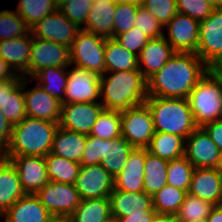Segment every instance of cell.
<instances>
[{
	"mask_svg": "<svg viewBox=\"0 0 222 222\" xmlns=\"http://www.w3.org/2000/svg\"><path fill=\"white\" fill-rule=\"evenodd\" d=\"M215 205L209 201L200 199L189 193L186 194L184 202L181 204L176 214L178 222L196 221L206 219Z\"/></svg>",
	"mask_w": 222,
	"mask_h": 222,
	"instance_id": "38",
	"label": "cell"
},
{
	"mask_svg": "<svg viewBox=\"0 0 222 222\" xmlns=\"http://www.w3.org/2000/svg\"><path fill=\"white\" fill-rule=\"evenodd\" d=\"M188 193L213 205H221L222 173L217 168H195Z\"/></svg>",
	"mask_w": 222,
	"mask_h": 222,
	"instance_id": "19",
	"label": "cell"
},
{
	"mask_svg": "<svg viewBox=\"0 0 222 222\" xmlns=\"http://www.w3.org/2000/svg\"><path fill=\"white\" fill-rule=\"evenodd\" d=\"M168 160L162 159L148 152L145 148L144 191L154 196L167 184Z\"/></svg>",
	"mask_w": 222,
	"mask_h": 222,
	"instance_id": "30",
	"label": "cell"
},
{
	"mask_svg": "<svg viewBox=\"0 0 222 222\" xmlns=\"http://www.w3.org/2000/svg\"><path fill=\"white\" fill-rule=\"evenodd\" d=\"M156 211L149 210L147 213H135L129 216L115 218L113 222H151Z\"/></svg>",
	"mask_w": 222,
	"mask_h": 222,
	"instance_id": "52",
	"label": "cell"
},
{
	"mask_svg": "<svg viewBox=\"0 0 222 222\" xmlns=\"http://www.w3.org/2000/svg\"><path fill=\"white\" fill-rule=\"evenodd\" d=\"M122 136L134 148H147L155 134L153 117L144 102L121 112Z\"/></svg>",
	"mask_w": 222,
	"mask_h": 222,
	"instance_id": "7",
	"label": "cell"
},
{
	"mask_svg": "<svg viewBox=\"0 0 222 222\" xmlns=\"http://www.w3.org/2000/svg\"><path fill=\"white\" fill-rule=\"evenodd\" d=\"M101 159H104V140L88 135L81 166L98 165Z\"/></svg>",
	"mask_w": 222,
	"mask_h": 222,
	"instance_id": "48",
	"label": "cell"
},
{
	"mask_svg": "<svg viewBox=\"0 0 222 222\" xmlns=\"http://www.w3.org/2000/svg\"><path fill=\"white\" fill-rule=\"evenodd\" d=\"M155 132L180 135L186 139L196 128L188 99L147 97Z\"/></svg>",
	"mask_w": 222,
	"mask_h": 222,
	"instance_id": "4",
	"label": "cell"
},
{
	"mask_svg": "<svg viewBox=\"0 0 222 222\" xmlns=\"http://www.w3.org/2000/svg\"><path fill=\"white\" fill-rule=\"evenodd\" d=\"M16 73L11 67L0 57V81H5L13 78Z\"/></svg>",
	"mask_w": 222,
	"mask_h": 222,
	"instance_id": "54",
	"label": "cell"
},
{
	"mask_svg": "<svg viewBox=\"0 0 222 222\" xmlns=\"http://www.w3.org/2000/svg\"><path fill=\"white\" fill-rule=\"evenodd\" d=\"M100 77L95 72L70 65L64 104L100 102Z\"/></svg>",
	"mask_w": 222,
	"mask_h": 222,
	"instance_id": "8",
	"label": "cell"
},
{
	"mask_svg": "<svg viewBox=\"0 0 222 222\" xmlns=\"http://www.w3.org/2000/svg\"><path fill=\"white\" fill-rule=\"evenodd\" d=\"M106 72L132 71L138 69V55L126 50L118 42L109 38L105 42Z\"/></svg>",
	"mask_w": 222,
	"mask_h": 222,
	"instance_id": "31",
	"label": "cell"
},
{
	"mask_svg": "<svg viewBox=\"0 0 222 222\" xmlns=\"http://www.w3.org/2000/svg\"><path fill=\"white\" fill-rule=\"evenodd\" d=\"M142 6L165 27L178 13L176 0H144Z\"/></svg>",
	"mask_w": 222,
	"mask_h": 222,
	"instance_id": "45",
	"label": "cell"
},
{
	"mask_svg": "<svg viewBox=\"0 0 222 222\" xmlns=\"http://www.w3.org/2000/svg\"><path fill=\"white\" fill-rule=\"evenodd\" d=\"M118 44L128 51L139 55L150 38L137 27H132L129 31L119 34L114 38Z\"/></svg>",
	"mask_w": 222,
	"mask_h": 222,
	"instance_id": "46",
	"label": "cell"
},
{
	"mask_svg": "<svg viewBox=\"0 0 222 222\" xmlns=\"http://www.w3.org/2000/svg\"><path fill=\"white\" fill-rule=\"evenodd\" d=\"M151 222H178L176 215L155 213Z\"/></svg>",
	"mask_w": 222,
	"mask_h": 222,
	"instance_id": "56",
	"label": "cell"
},
{
	"mask_svg": "<svg viewBox=\"0 0 222 222\" xmlns=\"http://www.w3.org/2000/svg\"><path fill=\"white\" fill-rule=\"evenodd\" d=\"M207 72L213 78L222 82V54L217 56L207 65Z\"/></svg>",
	"mask_w": 222,
	"mask_h": 222,
	"instance_id": "53",
	"label": "cell"
},
{
	"mask_svg": "<svg viewBox=\"0 0 222 222\" xmlns=\"http://www.w3.org/2000/svg\"><path fill=\"white\" fill-rule=\"evenodd\" d=\"M202 128L222 152V119L207 123Z\"/></svg>",
	"mask_w": 222,
	"mask_h": 222,
	"instance_id": "49",
	"label": "cell"
},
{
	"mask_svg": "<svg viewBox=\"0 0 222 222\" xmlns=\"http://www.w3.org/2000/svg\"><path fill=\"white\" fill-rule=\"evenodd\" d=\"M147 97V80L139 70L105 72L100 77V103L107 110L122 112L142 105Z\"/></svg>",
	"mask_w": 222,
	"mask_h": 222,
	"instance_id": "2",
	"label": "cell"
},
{
	"mask_svg": "<svg viewBox=\"0 0 222 222\" xmlns=\"http://www.w3.org/2000/svg\"><path fill=\"white\" fill-rule=\"evenodd\" d=\"M79 30L57 9L34 25L30 31L34 37L70 47Z\"/></svg>",
	"mask_w": 222,
	"mask_h": 222,
	"instance_id": "18",
	"label": "cell"
},
{
	"mask_svg": "<svg viewBox=\"0 0 222 222\" xmlns=\"http://www.w3.org/2000/svg\"><path fill=\"white\" fill-rule=\"evenodd\" d=\"M16 168L26 194H36L49 182L44 156H3Z\"/></svg>",
	"mask_w": 222,
	"mask_h": 222,
	"instance_id": "16",
	"label": "cell"
},
{
	"mask_svg": "<svg viewBox=\"0 0 222 222\" xmlns=\"http://www.w3.org/2000/svg\"><path fill=\"white\" fill-rule=\"evenodd\" d=\"M138 5L126 2H116L113 23V39L119 34L129 31L135 26Z\"/></svg>",
	"mask_w": 222,
	"mask_h": 222,
	"instance_id": "42",
	"label": "cell"
},
{
	"mask_svg": "<svg viewBox=\"0 0 222 222\" xmlns=\"http://www.w3.org/2000/svg\"><path fill=\"white\" fill-rule=\"evenodd\" d=\"M207 65L196 53L176 52L167 63L147 79L148 97L187 99Z\"/></svg>",
	"mask_w": 222,
	"mask_h": 222,
	"instance_id": "1",
	"label": "cell"
},
{
	"mask_svg": "<svg viewBox=\"0 0 222 222\" xmlns=\"http://www.w3.org/2000/svg\"><path fill=\"white\" fill-rule=\"evenodd\" d=\"M187 99L197 127L222 119V82L208 72L198 81Z\"/></svg>",
	"mask_w": 222,
	"mask_h": 222,
	"instance_id": "5",
	"label": "cell"
},
{
	"mask_svg": "<svg viewBox=\"0 0 222 222\" xmlns=\"http://www.w3.org/2000/svg\"><path fill=\"white\" fill-rule=\"evenodd\" d=\"M89 135L103 140H111L122 136L121 112L104 109Z\"/></svg>",
	"mask_w": 222,
	"mask_h": 222,
	"instance_id": "37",
	"label": "cell"
},
{
	"mask_svg": "<svg viewBox=\"0 0 222 222\" xmlns=\"http://www.w3.org/2000/svg\"><path fill=\"white\" fill-rule=\"evenodd\" d=\"M212 8H222V0H205Z\"/></svg>",
	"mask_w": 222,
	"mask_h": 222,
	"instance_id": "58",
	"label": "cell"
},
{
	"mask_svg": "<svg viewBox=\"0 0 222 222\" xmlns=\"http://www.w3.org/2000/svg\"><path fill=\"white\" fill-rule=\"evenodd\" d=\"M3 157V154H2V152H0V159Z\"/></svg>",
	"mask_w": 222,
	"mask_h": 222,
	"instance_id": "64",
	"label": "cell"
},
{
	"mask_svg": "<svg viewBox=\"0 0 222 222\" xmlns=\"http://www.w3.org/2000/svg\"><path fill=\"white\" fill-rule=\"evenodd\" d=\"M57 9L53 0H18L15 11L31 29L44 17L52 14Z\"/></svg>",
	"mask_w": 222,
	"mask_h": 222,
	"instance_id": "35",
	"label": "cell"
},
{
	"mask_svg": "<svg viewBox=\"0 0 222 222\" xmlns=\"http://www.w3.org/2000/svg\"><path fill=\"white\" fill-rule=\"evenodd\" d=\"M69 219L70 222H113L109 197L81 200Z\"/></svg>",
	"mask_w": 222,
	"mask_h": 222,
	"instance_id": "29",
	"label": "cell"
},
{
	"mask_svg": "<svg viewBox=\"0 0 222 222\" xmlns=\"http://www.w3.org/2000/svg\"><path fill=\"white\" fill-rule=\"evenodd\" d=\"M32 78L23 77V94L25 98L26 116L59 123L62 102L47 94L37 83L32 89H26Z\"/></svg>",
	"mask_w": 222,
	"mask_h": 222,
	"instance_id": "15",
	"label": "cell"
},
{
	"mask_svg": "<svg viewBox=\"0 0 222 222\" xmlns=\"http://www.w3.org/2000/svg\"><path fill=\"white\" fill-rule=\"evenodd\" d=\"M120 2H126V3H132V4H136V5H142L144 0H118Z\"/></svg>",
	"mask_w": 222,
	"mask_h": 222,
	"instance_id": "59",
	"label": "cell"
},
{
	"mask_svg": "<svg viewBox=\"0 0 222 222\" xmlns=\"http://www.w3.org/2000/svg\"><path fill=\"white\" fill-rule=\"evenodd\" d=\"M103 2H110V3H116L118 0H99Z\"/></svg>",
	"mask_w": 222,
	"mask_h": 222,
	"instance_id": "62",
	"label": "cell"
},
{
	"mask_svg": "<svg viewBox=\"0 0 222 222\" xmlns=\"http://www.w3.org/2000/svg\"><path fill=\"white\" fill-rule=\"evenodd\" d=\"M12 127L13 126L8 122V120L0 112V152L2 153L6 150V148L8 147L10 143Z\"/></svg>",
	"mask_w": 222,
	"mask_h": 222,
	"instance_id": "50",
	"label": "cell"
},
{
	"mask_svg": "<svg viewBox=\"0 0 222 222\" xmlns=\"http://www.w3.org/2000/svg\"><path fill=\"white\" fill-rule=\"evenodd\" d=\"M54 4L57 8H59L60 6H62L64 3H66L68 0H53Z\"/></svg>",
	"mask_w": 222,
	"mask_h": 222,
	"instance_id": "60",
	"label": "cell"
},
{
	"mask_svg": "<svg viewBox=\"0 0 222 222\" xmlns=\"http://www.w3.org/2000/svg\"><path fill=\"white\" fill-rule=\"evenodd\" d=\"M176 53L165 36L150 39L138 55V69L147 80Z\"/></svg>",
	"mask_w": 222,
	"mask_h": 222,
	"instance_id": "21",
	"label": "cell"
},
{
	"mask_svg": "<svg viewBox=\"0 0 222 222\" xmlns=\"http://www.w3.org/2000/svg\"><path fill=\"white\" fill-rule=\"evenodd\" d=\"M70 47L32 36L29 78L46 67H69Z\"/></svg>",
	"mask_w": 222,
	"mask_h": 222,
	"instance_id": "10",
	"label": "cell"
},
{
	"mask_svg": "<svg viewBox=\"0 0 222 222\" xmlns=\"http://www.w3.org/2000/svg\"><path fill=\"white\" fill-rule=\"evenodd\" d=\"M0 112L12 126L18 124L26 117L23 79L10 93L6 94V101Z\"/></svg>",
	"mask_w": 222,
	"mask_h": 222,
	"instance_id": "40",
	"label": "cell"
},
{
	"mask_svg": "<svg viewBox=\"0 0 222 222\" xmlns=\"http://www.w3.org/2000/svg\"><path fill=\"white\" fill-rule=\"evenodd\" d=\"M58 123L25 117L13 125L11 140L3 156H46L51 152Z\"/></svg>",
	"mask_w": 222,
	"mask_h": 222,
	"instance_id": "3",
	"label": "cell"
},
{
	"mask_svg": "<svg viewBox=\"0 0 222 222\" xmlns=\"http://www.w3.org/2000/svg\"><path fill=\"white\" fill-rule=\"evenodd\" d=\"M105 42L106 38L79 30L70 46L71 65L103 75L106 72Z\"/></svg>",
	"mask_w": 222,
	"mask_h": 222,
	"instance_id": "6",
	"label": "cell"
},
{
	"mask_svg": "<svg viewBox=\"0 0 222 222\" xmlns=\"http://www.w3.org/2000/svg\"><path fill=\"white\" fill-rule=\"evenodd\" d=\"M194 169L185 156L168 161L167 184L188 193Z\"/></svg>",
	"mask_w": 222,
	"mask_h": 222,
	"instance_id": "39",
	"label": "cell"
},
{
	"mask_svg": "<svg viewBox=\"0 0 222 222\" xmlns=\"http://www.w3.org/2000/svg\"><path fill=\"white\" fill-rule=\"evenodd\" d=\"M115 178L100 164L80 166L75 182L81 200L109 197L114 190Z\"/></svg>",
	"mask_w": 222,
	"mask_h": 222,
	"instance_id": "11",
	"label": "cell"
},
{
	"mask_svg": "<svg viewBox=\"0 0 222 222\" xmlns=\"http://www.w3.org/2000/svg\"><path fill=\"white\" fill-rule=\"evenodd\" d=\"M206 220L207 222H222V204L215 205Z\"/></svg>",
	"mask_w": 222,
	"mask_h": 222,
	"instance_id": "55",
	"label": "cell"
},
{
	"mask_svg": "<svg viewBox=\"0 0 222 222\" xmlns=\"http://www.w3.org/2000/svg\"><path fill=\"white\" fill-rule=\"evenodd\" d=\"M36 196L53 216L69 217L81 198L74 184L49 181Z\"/></svg>",
	"mask_w": 222,
	"mask_h": 222,
	"instance_id": "9",
	"label": "cell"
},
{
	"mask_svg": "<svg viewBox=\"0 0 222 222\" xmlns=\"http://www.w3.org/2000/svg\"><path fill=\"white\" fill-rule=\"evenodd\" d=\"M49 181L75 184L81 164L65 159L51 152L45 157Z\"/></svg>",
	"mask_w": 222,
	"mask_h": 222,
	"instance_id": "34",
	"label": "cell"
},
{
	"mask_svg": "<svg viewBox=\"0 0 222 222\" xmlns=\"http://www.w3.org/2000/svg\"><path fill=\"white\" fill-rule=\"evenodd\" d=\"M67 77L68 67H46L38 71L32 77V81H38L37 83L47 94L64 104Z\"/></svg>",
	"mask_w": 222,
	"mask_h": 222,
	"instance_id": "32",
	"label": "cell"
},
{
	"mask_svg": "<svg viewBox=\"0 0 222 222\" xmlns=\"http://www.w3.org/2000/svg\"><path fill=\"white\" fill-rule=\"evenodd\" d=\"M189 222H207V220L206 219H198L196 221H189Z\"/></svg>",
	"mask_w": 222,
	"mask_h": 222,
	"instance_id": "63",
	"label": "cell"
},
{
	"mask_svg": "<svg viewBox=\"0 0 222 222\" xmlns=\"http://www.w3.org/2000/svg\"><path fill=\"white\" fill-rule=\"evenodd\" d=\"M219 171H222V152H221V157H220V163L219 166L217 168Z\"/></svg>",
	"mask_w": 222,
	"mask_h": 222,
	"instance_id": "61",
	"label": "cell"
},
{
	"mask_svg": "<svg viewBox=\"0 0 222 222\" xmlns=\"http://www.w3.org/2000/svg\"><path fill=\"white\" fill-rule=\"evenodd\" d=\"M25 195L16 168L8 159L2 157L0 159V216Z\"/></svg>",
	"mask_w": 222,
	"mask_h": 222,
	"instance_id": "25",
	"label": "cell"
},
{
	"mask_svg": "<svg viewBox=\"0 0 222 222\" xmlns=\"http://www.w3.org/2000/svg\"><path fill=\"white\" fill-rule=\"evenodd\" d=\"M93 3L94 0H68L58 10L81 30Z\"/></svg>",
	"mask_w": 222,
	"mask_h": 222,
	"instance_id": "43",
	"label": "cell"
},
{
	"mask_svg": "<svg viewBox=\"0 0 222 222\" xmlns=\"http://www.w3.org/2000/svg\"><path fill=\"white\" fill-rule=\"evenodd\" d=\"M185 139L180 135L155 132L148 152L165 160H175L184 156Z\"/></svg>",
	"mask_w": 222,
	"mask_h": 222,
	"instance_id": "33",
	"label": "cell"
},
{
	"mask_svg": "<svg viewBox=\"0 0 222 222\" xmlns=\"http://www.w3.org/2000/svg\"><path fill=\"white\" fill-rule=\"evenodd\" d=\"M186 194V191L166 184L153 196V209L156 213L176 215Z\"/></svg>",
	"mask_w": 222,
	"mask_h": 222,
	"instance_id": "36",
	"label": "cell"
},
{
	"mask_svg": "<svg viewBox=\"0 0 222 222\" xmlns=\"http://www.w3.org/2000/svg\"><path fill=\"white\" fill-rule=\"evenodd\" d=\"M145 148H134L122 171L115 177L114 190L130 193L144 191Z\"/></svg>",
	"mask_w": 222,
	"mask_h": 222,
	"instance_id": "22",
	"label": "cell"
},
{
	"mask_svg": "<svg viewBox=\"0 0 222 222\" xmlns=\"http://www.w3.org/2000/svg\"><path fill=\"white\" fill-rule=\"evenodd\" d=\"M47 222H70V219L64 216H52Z\"/></svg>",
	"mask_w": 222,
	"mask_h": 222,
	"instance_id": "57",
	"label": "cell"
},
{
	"mask_svg": "<svg viewBox=\"0 0 222 222\" xmlns=\"http://www.w3.org/2000/svg\"><path fill=\"white\" fill-rule=\"evenodd\" d=\"M32 33L0 41V57L11 69L23 77L29 78Z\"/></svg>",
	"mask_w": 222,
	"mask_h": 222,
	"instance_id": "20",
	"label": "cell"
},
{
	"mask_svg": "<svg viewBox=\"0 0 222 222\" xmlns=\"http://www.w3.org/2000/svg\"><path fill=\"white\" fill-rule=\"evenodd\" d=\"M53 215L36 194H26L18 199L0 219L4 222H47Z\"/></svg>",
	"mask_w": 222,
	"mask_h": 222,
	"instance_id": "23",
	"label": "cell"
},
{
	"mask_svg": "<svg viewBox=\"0 0 222 222\" xmlns=\"http://www.w3.org/2000/svg\"><path fill=\"white\" fill-rule=\"evenodd\" d=\"M135 27L150 39L164 36V26L142 5L138 6Z\"/></svg>",
	"mask_w": 222,
	"mask_h": 222,
	"instance_id": "44",
	"label": "cell"
},
{
	"mask_svg": "<svg viewBox=\"0 0 222 222\" xmlns=\"http://www.w3.org/2000/svg\"><path fill=\"white\" fill-rule=\"evenodd\" d=\"M104 109L100 102L62 104L58 125L88 136Z\"/></svg>",
	"mask_w": 222,
	"mask_h": 222,
	"instance_id": "14",
	"label": "cell"
},
{
	"mask_svg": "<svg viewBox=\"0 0 222 222\" xmlns=\"http://www.w3.org/2000/svg\"><path fill=\"white\" fill-rule=\"evenodd\" d=\"M116 3L94 0L82 30L109 39L113 38Z\"/></svg>",
	"mask_w": 222,
	"mask_h": 222,
	"instance_id": "26",
	"label": "cell"
},
{
	"mask_svg": "<svg viewBox=\"0 0 222 222\" xmlns=\"http://www.w3.org/2000/svg\"><path fill=\"white\" fill-rule=\"evenodd\" d=\"M23 79V76L16 74L13 78L0 81V108H3L6 101V94L10 93Z\"/></svg>",
	"mask_w": 222,
	"mask_h": 222,
	"instance_id": "51",
	"label": "cell"
},
{
	"mask_svg": "<svg viewBox=\"0 0 222 222\" xmlns=\"http://www.w3.org/2000/svg\"><path fill=\"white\" fill-rule=\"evenodd\" d=\"M199 21L182 13H177L164 27L167 42L176 52L196 53L199 40Z\"/></svg>",
	"mask_w": 222,
	"mask_h": 222,
	"instance_id": "17",
	"label": "cell"
},
{
	"mask_svg": "<svg viewBox=\"0 0 222 222\" xmlns=\"http://www.w3.org/2000/svg\"><path fill=\"white\" fill-rule=\"evenodd\" d=\"M87 135L58 127L51 153L73 162L81 163Z\"/></svg>",
	"mask_w": 222,
	"mask_h": 222,
	"instance_id": "27",
	"label": "cell"
},
{
	"mask_svg": "<svg viewBox=\"0 0 222 222\" xmlns=\"http://www.w3.org/2000/svg\"><path fill=\"white\" fill-rule=\"evenodd\" d=\"M177 11L199 22L205 20L213 11L205 0H176Z\"/></svg>",
	"mask_w": 222,
	"mask_h": 222,
	"instance_id": "47",
	"label": "cell"
},
{
	"mask_svg": "<svg viewBox=\"0 0 222 222\" xmlns=\"http://www.w3.org/2000/svg\"><path fill=\"white\" fill-rule=\"evenodd\" d=\"M113 220L135 213H147L153 209V196L145 191L130 193L113 190L109 196Z\"/></svg>",
	"mask_w": 222,
	"mask_h": 222,
	"instance_id": "24",
	"label": "cell"
},
{
	"mask_svg": "<svg viewBox=\"0 0 222 222\" xmlns=\"http://www.w3.org/2000/svg\"><path fill=\"white\" fill-rule=\"evenodd\" d=\"M184 156L195 168H218L221 152L202 127L186 139Z\"/></svg>",
	"mask_w": 222,
	"mask_h": 222,
	"instance_id": "12",
	"label": "cell"
},
{
	"mask_svg": "<svg viewBox=\"0 0 222 222\" xmlns=\"http://www.w3.org/2000/svg\"><path fill=\"white\" fill-rule=\"evenodd\" d=\"M196 54L206 65L222 54V8L200 21Z\"/></svg>",
	"mask_w": 222,
	"mask_h": 222,
	"instance_id": "13",
	"label": "cell"
},
{
	"mask_svg": "<svg viewBox=\"0 0 222 222\" xmlns=\"http://www.w3.org/2000/svg\"><path fill=\"white\" fill-rule=\"evenodd\" d=\"M134 147L123 137L104 140V159L100 165L114 178L122 171Z\"/></svg>",
	"mask_w": 222,
	"mask_h": 222,
	"instance_id": "28",
	"label": "cell"
},
{
	"mask_svg": "<svg viewBox=\"0 0 222 222\" xmlns=\"http://www.w3.org/2000/svg\"><path fill=\"white\" fill-rule=\"evenodd\" d=\"M30 30L15 10H0V41L27 35Z\"/></svg>",
	"mask_w": 222,
	"mask_h": 222,
	"instance_id": "41",
	"label": "cell"
}]
</instances>
